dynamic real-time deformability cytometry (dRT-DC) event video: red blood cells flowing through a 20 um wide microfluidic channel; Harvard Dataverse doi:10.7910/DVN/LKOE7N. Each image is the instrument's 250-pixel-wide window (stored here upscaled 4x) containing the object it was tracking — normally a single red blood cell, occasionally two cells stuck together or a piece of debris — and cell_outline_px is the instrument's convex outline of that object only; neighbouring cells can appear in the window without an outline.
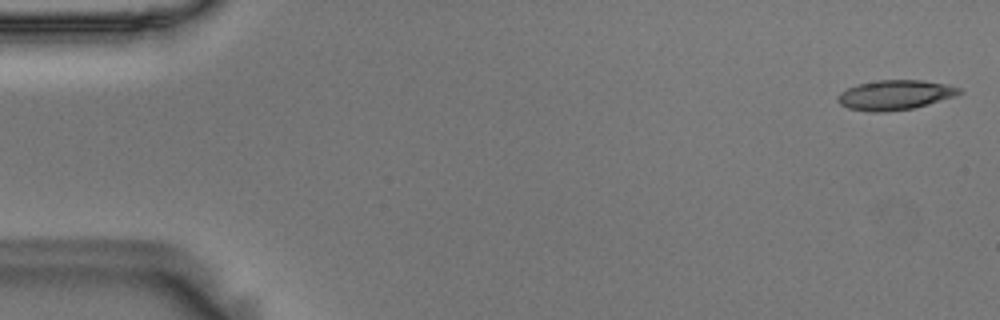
{"species": "Egyptian fruit bat (a non-hibernating species)", "species_latin": "Rousettus aegyptiacus", "temperature_condition": "room temperature", "stored_images_in_passage": 54, "camera_frame_rate_fps": 3000, "um_per_image_px": 0.085, "animal": {"sex": "male"}, "frame": {"image": 1, "passage_image": 1, "time_ms": 0.0, "image_size_px": [1000, 320], "cell_outline_px": [[964, 92], [928, 104], [912, 108], [884, 112], [868, 112], [848, 108], [840, 104], [836, 100], [836, 96], [840, 92], [848, 88], [860, 84], [880, 80], [924, 80], [944, 84], [960, 88]], "centroid_in_image_um": [76.03, 8.08], "position_along_channel_um": 9.0, "area_um2": 20.87}}
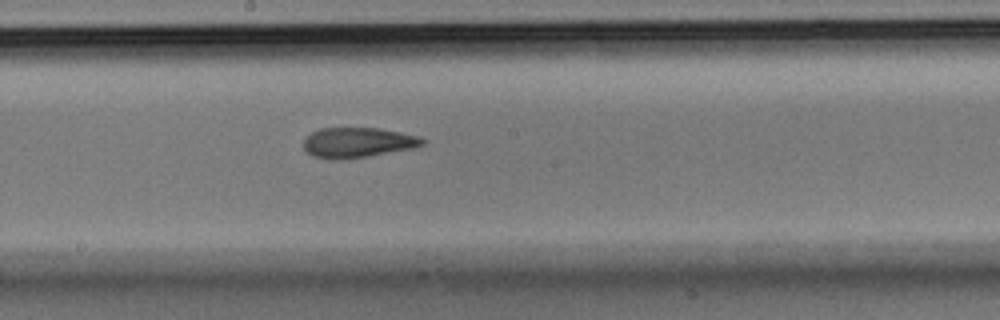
{"frame": {"image": 2, "passage_image": 29, "time_ms": 9.333, "image_size_px": [1000, 320], "cell_outline_px": [[428, 140], [424, 144], [416, 148], [368, 156], [312, 156], [304, 148], [304, 140], [312, 132], [320, 128], [376, 128], [400, 132], [416, 136]], "centroid_in_image_um": [30.5, 12.07], "position_along_channel_um": 217.7, "area_um2": 20.0}}
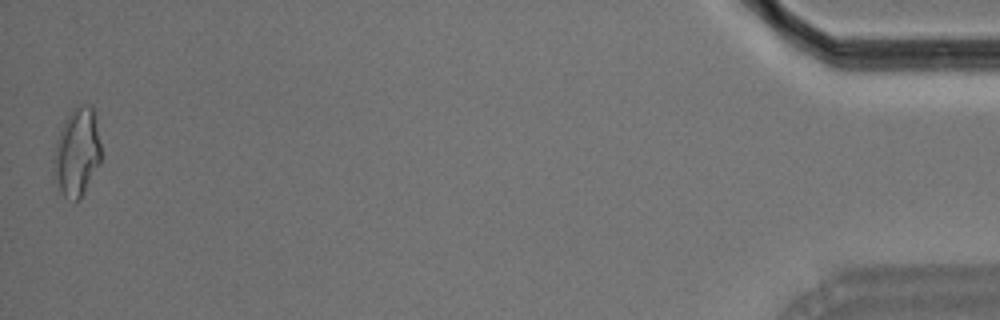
{"frame": {"image": 3, "passage_image": 54, "time_ms": 17.667, "image_size_px": [1000, 320], "cell_outline_px": [[100, 164], [84, 192], [76, 200], [64, 196], [52, 172], [52, 160], [56, 140], [64, 120], [76, 108], [84, 104], [92, 104], [100, 144]], "centroid_in_image_um": [6.52, 12.94], "position_along_channel_um": 428.7, "area_um2": 23.99}, "authors_computed_cell_mechanics": {"area_um2": 21.097, "velocity_mm_per_s": 3.6398, "shape_relaxation_time_tau1_ms": 9.4842, "shape_relaxation_time_tau2_ms": 2.3403, "deformation_change_tau1": 0.238, "deformation_change_tau2": 0.105}}